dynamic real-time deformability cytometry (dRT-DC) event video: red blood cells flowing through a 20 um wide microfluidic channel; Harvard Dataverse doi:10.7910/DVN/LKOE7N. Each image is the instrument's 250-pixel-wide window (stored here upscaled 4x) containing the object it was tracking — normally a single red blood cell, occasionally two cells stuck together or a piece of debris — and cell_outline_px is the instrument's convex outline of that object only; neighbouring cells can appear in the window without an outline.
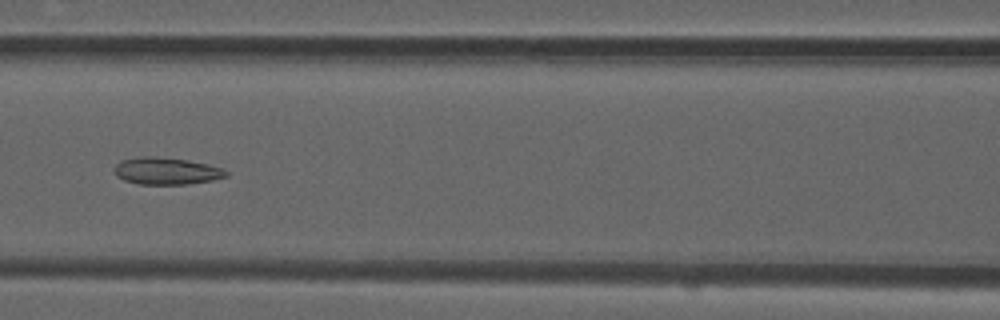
{"species": "common noctule bat (a hibernating species)", "species_latin": "Nyctalus noctula", "temperature_condition": "room temperature", "stored_images_in_passage": 42, "camera_frame_rate_fps": 3000, "um_per_image_px": 0.085, "animal": {"sex": "male", "forearm_length_mm": 52.5}, "frame": {"image": 1, "passage_image": 13, "time_ms": 4.0, "image_size_px": [1000, 320], "cell_outline_px": [[228, 176], [212, 180], [184, 184], [140, 184], [124, 180], [116, 176], [112, 168], [120, 160], [140, 156], [156, 156], [188, 160], [208, 164], [220, 168], [228, 172]], "centroid_in_image_um": [14.09, 14.52], "position_along_channel_um": 152.5, "area_um2": 17.69}}
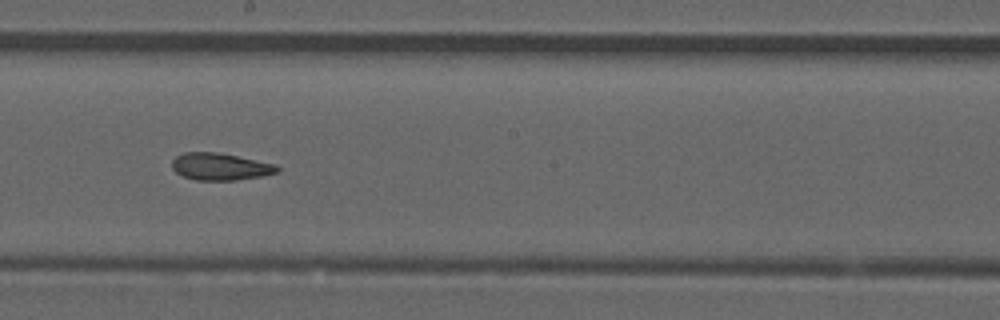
{"frame": {"image": 2, "passage_image": 19, "time_ms": 6.0, "image_size_px": [1000, 320], "cell_outline_px": [[280, 172], [260, 176], [236, 180], [196, 180], [184, 176], [176, 172], [172, 168], [172, 160], [176, 156], [184, 152], [216, 152], [276, 164], [280, 168]], "centroid_in_image_um": [18.72, 14.16], "position_along_channel_um": 229.5, "area_um2": 16.53}}
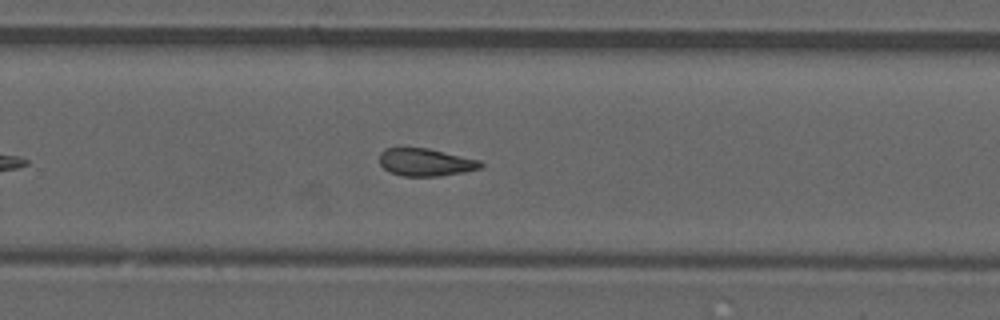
{"frame": {"image": 3, "passage_image": 24, "time_ms": 7.667, "image_size_px": [1000, 320], "cell_outline_px": [[484, 164], [480, 168], [464, 172], [440, 176], [404, 176], [388, 172], [380, 164], [380, 152], [384, 148], [428, 148], [480, 160]], "centroid_in_image_um": [36.17, 13.79], "position_along_channel_um": 293.6, "area_um2": 16.3}, "authors_computed_cell_mechanics": {"area_um2": 16.9065, "velocity_mm_per_s": 3.8707, "shape_relaxation_time_tau1_ms": null, "shape_relaxation_time_tau2_ms": 4.9823, "deformation_change_tau1": null, "deformation_change_tau2": 0.1421}}